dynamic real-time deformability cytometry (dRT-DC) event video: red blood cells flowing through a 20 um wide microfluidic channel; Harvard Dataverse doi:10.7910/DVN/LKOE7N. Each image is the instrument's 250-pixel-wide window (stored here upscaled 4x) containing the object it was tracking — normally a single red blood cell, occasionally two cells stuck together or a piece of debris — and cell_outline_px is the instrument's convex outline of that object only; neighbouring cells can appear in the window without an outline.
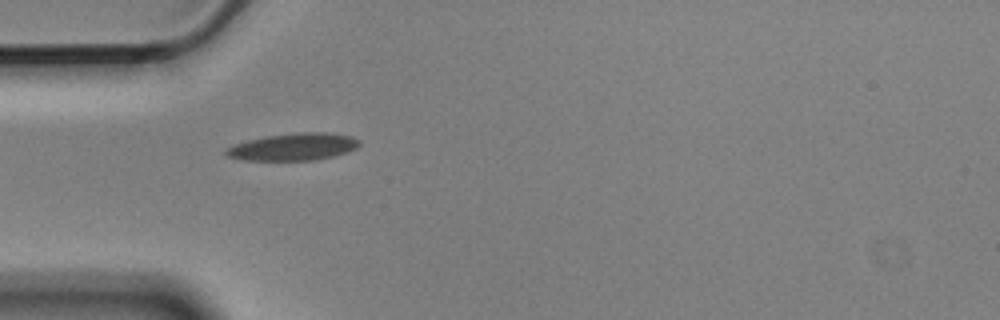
{"species": "Egyptian fruit bat (a non-hibernating species)", "species_latin": "Rousettus aegyptiacus", "temperature_condition": "cold", "stored_images_in_passage": 13, "camera_frame_rate_fps": 3000, "um_per_image_px": 0.085, "animal": {"sex": "male"}, "frame": {"image": 1, "passage_image": 3, "time_ms": 0.667, "image_size_px": [1000, 320], "cell_outline_px": [[360, 144], [356, 148], [348, 152], [316, 160], [244, 160], [224, 156], [224, 152], [228, 148], [236, 144], [248, 140], [264, 136], [300, 132], [324, 132], [352, 136], [360, 140]], "centroid_in_image_um": [24.95, 12.48], "position_along_channel_um": 60.1, "area_um2": 21.15}}
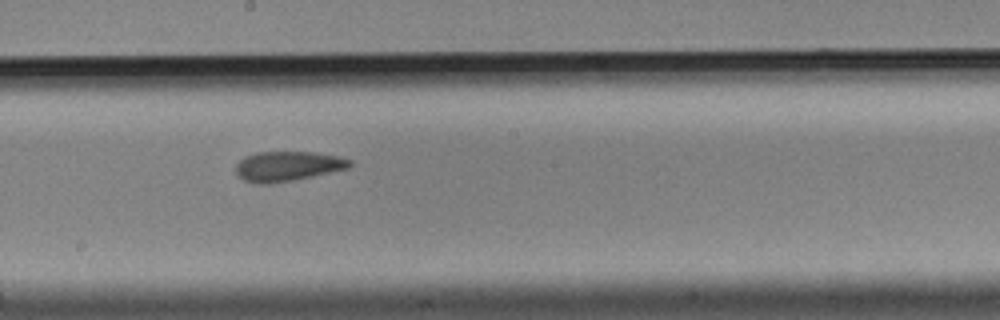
{"frame": {"image": 2, "passage_image": 7, "time_ms": 2.0, "image_size_px": [1000, 320], "cell_outline_px": [[352, 164], [348, 168], [312, 176], [292, 180], [268, 184], [260, 184], [244, 180], [236, 172], [236, 164], [244, 156], [256, 152], [312, 152], [340, 156], [352, 160]], "centroid_in_image_um": [24.45, 14.11], "position_along_channel_um": 223.8, "area_um2": 19.71}}
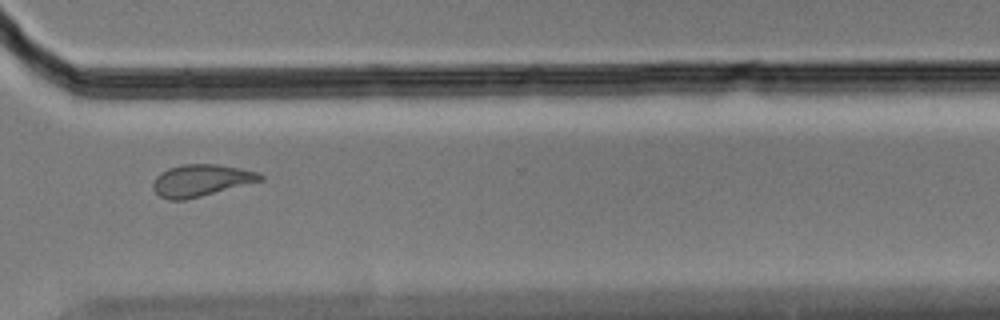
{"frame": {"image": 3, "passage_image": 10, "time_ms": 3.0, "image_size_px": [1000, 320], "cell_outline_px": [[264, 180], [184, 200], [168, 200], [160, 196], [152, 188], [152, 184], [156, 176], [160, 172], [168, 168], [184, 164], [220, 164], [260, 172], [264, 176]], "centroid_in_image_um": [17.1, 15.32], "position_along_channel_um": 353.5, "area_um2": 20.0}}